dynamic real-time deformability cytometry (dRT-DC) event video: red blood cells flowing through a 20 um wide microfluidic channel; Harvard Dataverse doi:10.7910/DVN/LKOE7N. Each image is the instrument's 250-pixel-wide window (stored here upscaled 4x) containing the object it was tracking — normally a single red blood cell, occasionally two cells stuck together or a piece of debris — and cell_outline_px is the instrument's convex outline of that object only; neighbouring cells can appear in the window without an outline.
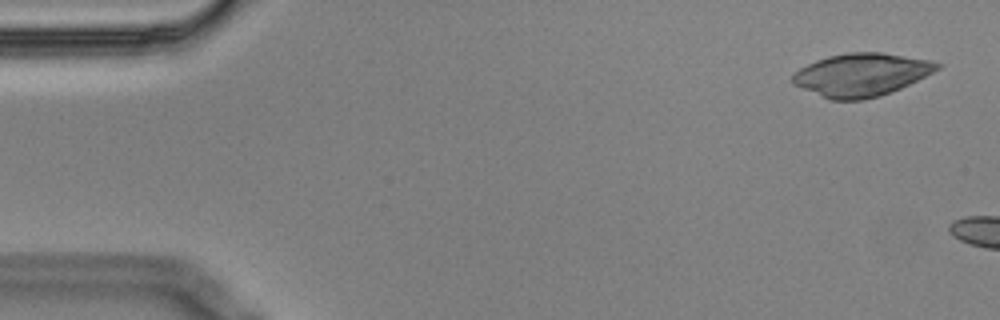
{"species": "Egyptian fruit bat (a non-hibernating species)", "species_latin": "Rousettus aegyptiacus", "temperature_condition": "cold", "stored_images_in_passage": 3, "camera_frame_rate_fps": 3000, "um_per_image_px": 0.085, "animal": {"sex": "male"}, "frame": {"image": 1, "passage_image": 1, "time_ms": 0.0, "image_size_px": [1000, 320], "cell_outline_px": [[944, 64], [940, 68], [892, 92], [880, 96], [864, 100], [832, 100], [792, 84], [792, 76], [800, 68], [816, 60], [828, 56], [848, 52], [884, 52], [928, 60]], "centroid_in_image_um": [73.21, 6.35], "position_along_channel_um": 11.8, "area_um2": 35.95}}